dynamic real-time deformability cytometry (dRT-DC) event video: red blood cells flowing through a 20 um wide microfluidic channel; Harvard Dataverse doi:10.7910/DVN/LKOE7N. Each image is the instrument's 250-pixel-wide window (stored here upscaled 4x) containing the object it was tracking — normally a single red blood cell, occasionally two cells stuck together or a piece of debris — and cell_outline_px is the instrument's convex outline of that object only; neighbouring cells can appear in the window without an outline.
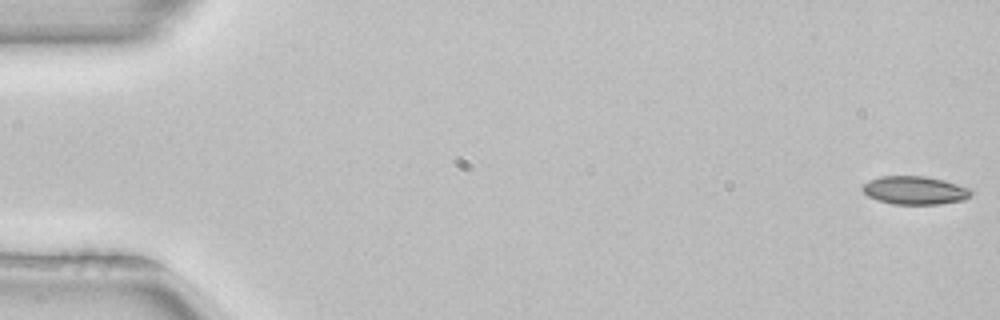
{"species": "common noctule bat (a hibernating species)", "species_latin": "Nyctalus noctula", "temperature_condition": "room temperature", "stored_images_in_passage": 5, "camera_frame_rate_fps": 3000, "um_per_image_px": 0.085, "animal": {"sex": "female", "body_mass_g": 22.7, "forearm_length_mm": 54.2}, "frame": {"image": 1, "passage_image": 1, "time_ms": 0.0, "image_size_px": [1000, 320], "cell_outline_px": [[972, 196], [964, 200], [940, 204], [892, 204], [876, 200], [868, 196], [860, 188], [868, 180], [880, 176], [924, 176], [944, 180], [972, 188]], "centroid_in_image_um": [77.77, 16.18], "position_along_channel_um": 7.2, "area_um2": 18.15}}
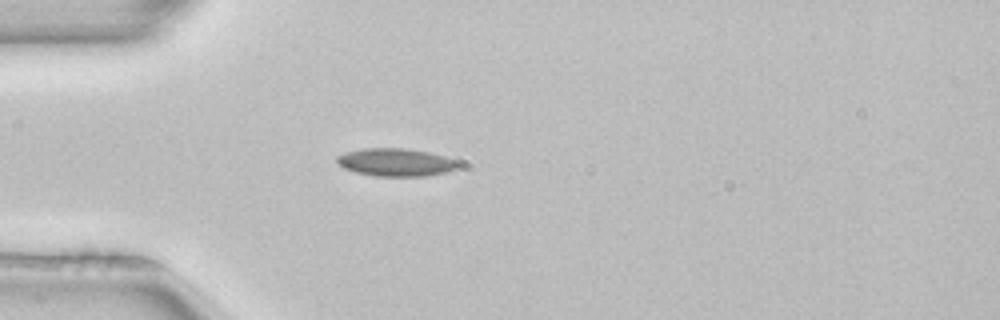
{"frame": {"image": 2, "passage_image": 5, "time_ms": 1.333, "image_size_px": [1000, 320], "cell_outline_px": [[456, 168], [448, 172], [424, 176], [372, 176], [356, 172], [344, 168], [336, 160], [336, 156], [344, 152], [364, 148], [404, 148], [428, 152], [444, 156], [456, 160]], "centroid_in_image_um": [33.6, 13.79], "position_along_channel_um": 51.4, "area_um2": 19.59}}